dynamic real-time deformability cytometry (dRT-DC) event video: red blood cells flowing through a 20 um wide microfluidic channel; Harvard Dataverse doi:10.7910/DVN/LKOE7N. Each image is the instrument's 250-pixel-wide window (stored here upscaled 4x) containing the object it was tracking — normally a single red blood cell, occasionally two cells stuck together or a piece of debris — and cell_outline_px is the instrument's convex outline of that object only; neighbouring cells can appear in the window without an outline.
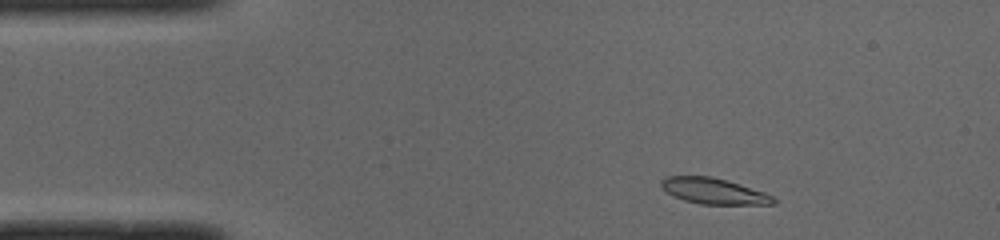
{"species": "common noctule bat (a hibernating species)", "species_latin": "Nyctalus noctula", "temperature_condition": "cold", "stored_images_in_passage": 47, "segment_of_instrument_passage": [1, 2], "camera_frame_rate_fps": 3000, "um_per_image_px": 0.085, "animal": {"sex": "male", "body_mass_g": 19.0, "forearm_length_mm": 50.8}, "frame": {"image": 1, "passage_image": 3, "time_ms": 0.667, "image_size_px": [1000, 240], "cell_outline_px": [[776, 204], [700, 204], [684, 200], [672, 196], [660, 184], [660, 180], [668, 176], [712, 176], [728, 180], [764, 192], [772, 196], [776, 200]], "centroid_in_image_um": [60.66, 16.23], "position_along_channel_um": 24.3, "area_um2": 16.88}}
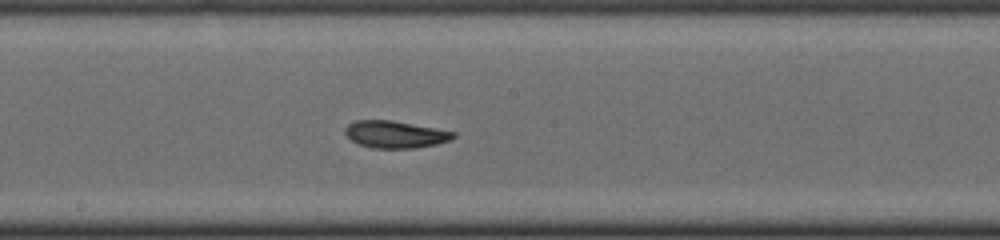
{"frame": {"image": 2, "passage_image": 22, "time_ms": 7.0, "image_size_px": [1000, 240], "cell_outline_px": [[456, 136], [448, 140], [436, 144], [416, 148], [372, 148], [356, 144], [344, 132], [344, 128], [348, 124], [356, 120], [392, 120], [456, 132]], "centroid_in_image_um": [33.56, 11.42], "position_along_channel_um": 214.6, "area_um2": 17.11}}
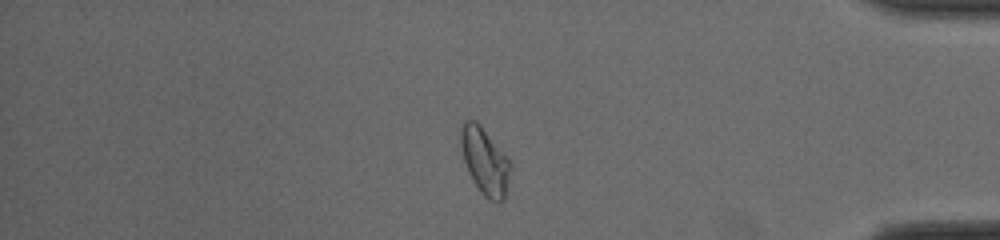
{"frame": {"image": 3, "passage_image": 38, "time_ms": 12.333, "image_size_px": [1000, 240], "cell_outline_px": [[508, 172], [504, 200], [500, 204], [488, 200], [480, 192], [472, 180], [468, 172], [464, 160], [460, 144], [460, 128], [464, 120], [476, 120], [480, 124], [508, 160]], "centroid_in_image_um": [41.14, 13.7], "position_along_channel_um": 394.1, "area_um2": 18.84}}